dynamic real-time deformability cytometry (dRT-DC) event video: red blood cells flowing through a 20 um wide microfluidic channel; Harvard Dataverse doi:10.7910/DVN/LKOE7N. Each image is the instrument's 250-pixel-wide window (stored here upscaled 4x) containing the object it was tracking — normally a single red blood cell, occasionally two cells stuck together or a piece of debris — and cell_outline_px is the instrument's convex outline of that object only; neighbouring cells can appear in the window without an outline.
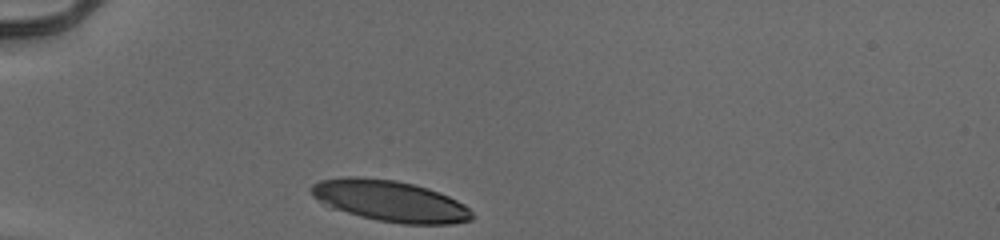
{"species": "human", "species_latin": "Homo sapiens", "temperature_condition": "cold", "stored_images_in_passage": 29, "camera_frame_rate_fps": 3000, "um_per_image_px": 0.085, "donor": {"sex": "male"}, "frame": {"image": 1, "passage_image": 1, "time_ms": 0.0, "image_size_px": [1000, 240], "cell_outline_px": [[476, 216], [472, 220], [452, 224], [400, 224], [360, 216], [328, 208], [320, 204], [312, 196], [308, 188], [312, 184], [320, 180], [348, 176], [356, 176], [396, 180], [428, 188], [448, 196], [464, 204]], "centroid_in_image_um": [33.1, 17.08], "position_along_channel_um": 51.9, "area_um2": 39.02}}
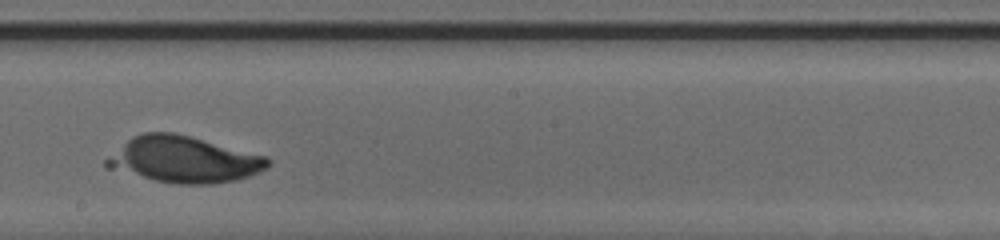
{"frame": {"image": 2, "passage_image": 17, "time_ms": 5.333, "image_size_px": [1000, 240], "cell_outline_px": [[272, 164], [268, 168], [248, 176], [236, 180], [212, 184], [176, 184], [156, 180], [108, 168], [104, 164], [104, 160], [132, 136], [144, 132], [172, 132], [268, 156], [272, 160]], "centroid_in_image_um": [15.66, 13.56], "position_along_channel_um": 232.5, "area_um2": 43.23}}
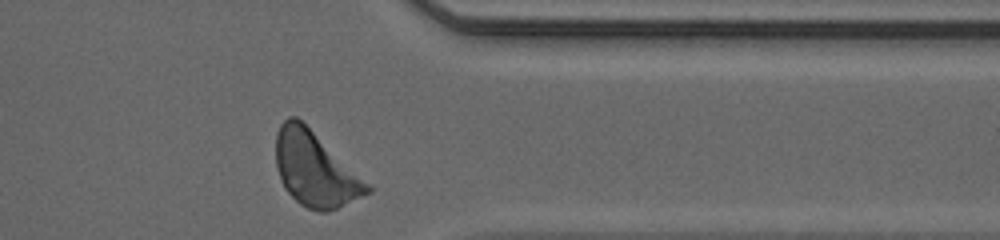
{"frame": {"image": 3, "passage_image": 29, "time_ms": 9.333, "image_size_px": [1000, 240], "cell_outline_px": [[372, 192], [328, 212], [320, 212], [308, 208], [300, 204], [284, 188], [280, 180], [276, 164], [276, 132], [280, 124], [288, 116], [296, 116], [372, 184]], "centroid_in_image_um": [26.8, 14.39], "position_along_channel_um": 384.6, "area_um2": 39.82}, "authors_computed_cell_mechanics": {"area_um2": 39.3618, "velocity_mm_per_s": 3.9165, "shape_relaxation_time_tau1_ms": 4.9903, "shape_relaxation_time_tau2_ms": null, "deformation_change_tau1": 0.1554, "deformation_change_tau2": null}}